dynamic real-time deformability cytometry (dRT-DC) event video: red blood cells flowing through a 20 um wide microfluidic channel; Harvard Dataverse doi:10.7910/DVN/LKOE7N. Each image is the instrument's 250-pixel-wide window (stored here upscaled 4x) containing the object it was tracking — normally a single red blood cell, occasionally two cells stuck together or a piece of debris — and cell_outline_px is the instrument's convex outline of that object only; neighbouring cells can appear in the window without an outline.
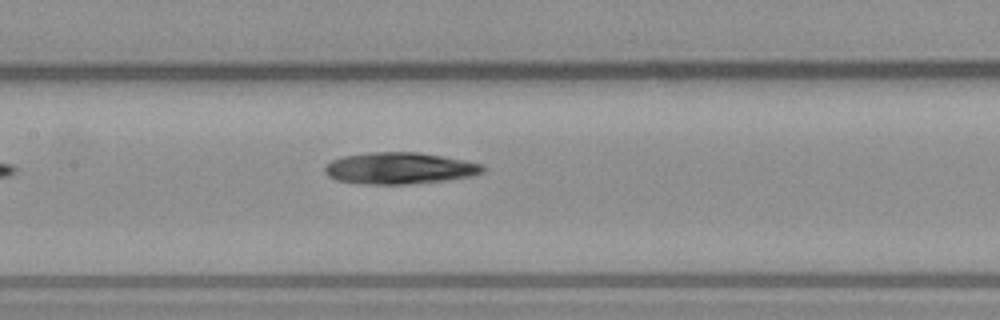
{"species": "common noctule bat (a hibernating species)", "species_latin": "Nyctalus noctula", "temperature_condition": "warm", "stored_images_in_passage": 6, "camera_frame_rate_fps": 3000, "um_per_image_px": 0.085, "animal": {"sex": "male", "body_mass_g": 23.1, "forearm_length_mm": 52.7}, "frame": {"image": 1, "passage_image": 6, "time_ms": 7.0, "image_size_px": [1000, 320], "cell_outline_px": [[488, 168], [484, 172], [472, 176], [448, 180], [408, 184], [364, 184], [336, 180], [328, 176], [324, 172], [324, 168], [332, 160], [344, 156], [368, 152], [416, 152], [464, 160], [484, 164]], "centroid_in_image_um": [34.0, 14.3], "position_along_channel_um": 173.4, "area_um2": 29.19}}